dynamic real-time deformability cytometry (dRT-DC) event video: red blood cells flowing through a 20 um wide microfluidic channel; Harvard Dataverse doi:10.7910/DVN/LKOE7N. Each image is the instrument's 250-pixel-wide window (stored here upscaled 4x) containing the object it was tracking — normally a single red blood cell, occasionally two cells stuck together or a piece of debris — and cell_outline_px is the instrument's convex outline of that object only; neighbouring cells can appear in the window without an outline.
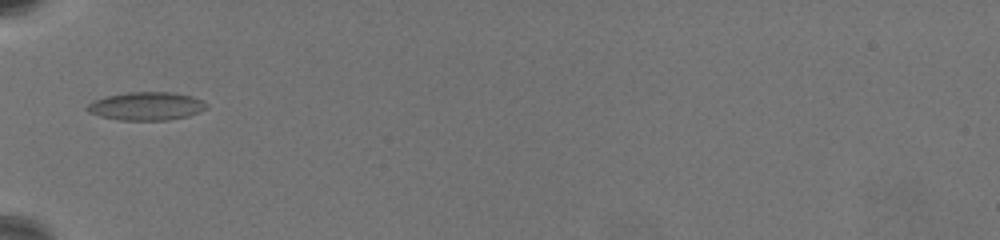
{"species": "common noctule bat (a hibernating species)", "species_latin": "Nyctalus noctula", "temperature_condition": "warm", "stored_images_in_passage": 41, "camera_frame_rate_fps": 3000, "um_per_image_px": 0.085, "animal": {"sex": "female", "body_mass_g": 19.5, "forearm_length_mm": 54.1}, "frame": {"image": 1, "passage_image": 1, "time_ms": 0.0, "image_size_px": [1000, 240], "cell_outline_px": [[208, 108], [200, 112], [188, 116], [168, 120], [120, 120], [100, 116], [88, 112], [84, 108], [92, 100], [108, 96], [128, 92], [172, 92], [192, 96], [208, 104]], "centroid_in_image_um": [12.44, 9.02], "position_along_channel_um": 72.6, "area_um2": 19.71}}
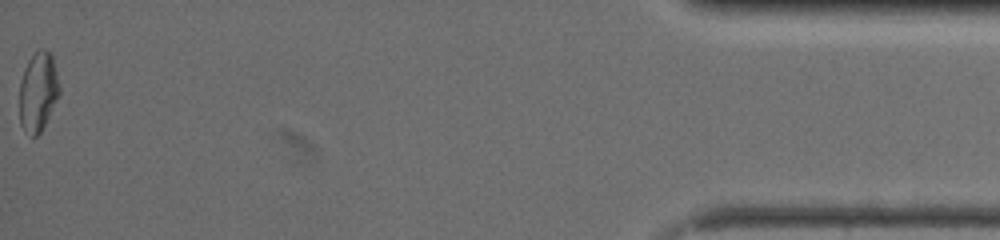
{"frame": {"image": 2, "passage_image": 41, "time_ms": 13.333, "image_size_px": [1000, 240], "cell_outline_px": [[60, 92], [40, 132], [36, 136], [32, 136], [20, 124], [20, 80], [24, 68], [28, 60], [40, 48], [48, 48], [52, 52], [60, 88]], "centroid_in_image_um": [3.24, 7.71], "position_along_channel_um": 432.0, "area_um2": 18.32}, "authors_computed_cell_mechanics": {"area_um2": 18.2648, "velocity_mm_per_s": 3.3156, "shape_relaxation_time_tau1_ms": 5.5727, "shape_relaxation_time_tau2_ms": 1.3059, "deformation_change_tau1": 0.1684, "deformation_change_tau2": 0.0739}}